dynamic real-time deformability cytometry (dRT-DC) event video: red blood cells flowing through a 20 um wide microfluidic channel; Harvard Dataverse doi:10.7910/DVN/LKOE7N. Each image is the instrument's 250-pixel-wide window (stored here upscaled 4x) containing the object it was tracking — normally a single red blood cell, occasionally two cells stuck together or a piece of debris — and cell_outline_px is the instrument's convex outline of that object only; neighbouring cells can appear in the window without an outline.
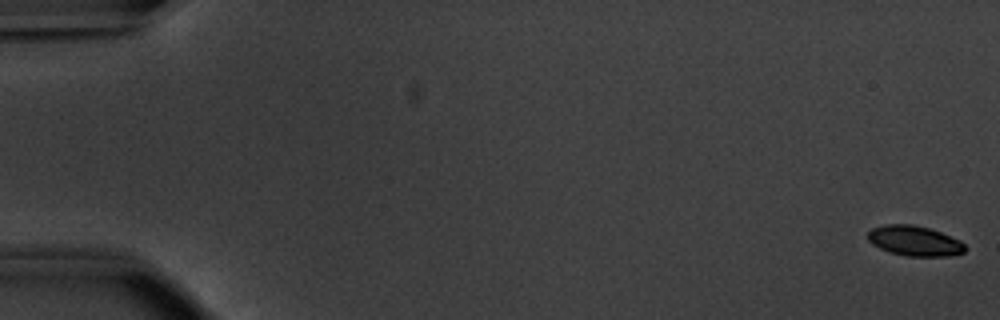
{"species": "common noctule bat (a hibernating species)", "species_latin": "Nyctalus noctula", "temperature_condition": "warm", "stored_images_in_passage": 55, "camera_frame_rate_fps": 3000, "um_per_image_px": 0.085, "animal": {"sex": "male", "body_mass_g": 20.1, "forearm_length_mm": 53.5}, "frame": {"image": 1, "passage_image": 1, "time_ms": 0.0, "image_size_px": [1000, 320], "cell_outline_px": [[968, 248], [964, 252], [952, 256], [904, 256], [888, 252], [872, 244], [868, 240], [868, 232], [872, 228], [884, 224], [912, 224], [928, 228], [940, 232], [960, 240]], "centroid_in_image_um": [77.74, 20.48], "position_along_channel_um": 7.3, "area_um2": 17.22}}
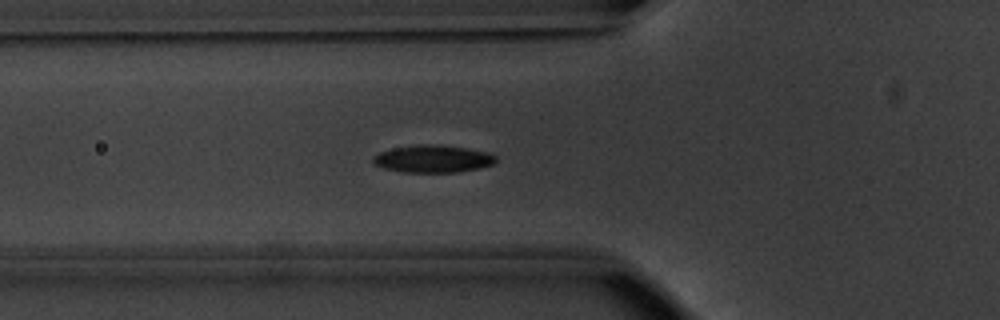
{"frame": {"image": 2, "passage_image": 20, "time_ms": 6.333, "image_size_px": [1000, 320], "cell_outline_px": [[496, 160], [492, 164], [480, 168], [460, 172], [400, 172], [384, 168], [372, 164], [372, 156], [380, 152], [396, 148], [420, 144], [436, 144], [492, 152], [496, 156]], "centroid_in_image_um": [36.8, 13.51], "position_along_channel_um": 89.0, "area_um2": 19.71}}
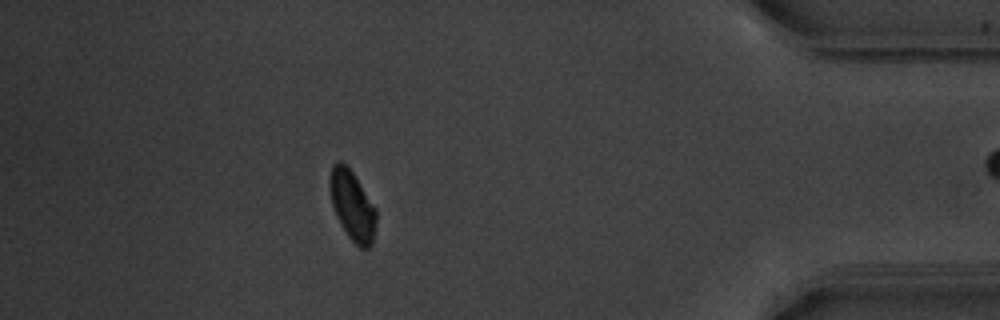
{"frame": {"image": 3, "passage_image": 48, "time_ms": 15.667, "image_size_px": [1000, 320], "cell_outline_px": [[376, 224], [372, 244], [368, 248], [360, 248], [348, 236], [336, 216], [332, 204], [328, 184], [328, 180], [332, 164], [336, 160], [340, 160], [352, 172], [376, 208]], "centroid_in_image_um": [29.92, 17.45], "position_along_channel_um": 405.3, "area_um2": 18.84}, "authors_computed_cell_mechanics": {"area_um2": 18.8428, "velocity_mm_per_s": 3.8328, "shape_relaxation_time_tau1_ms": 2.1056, "shape_relaxation_time_tau2_ms": null, "deformation_change_tau1": 0.0939, "deformation_change_tau2": null}}